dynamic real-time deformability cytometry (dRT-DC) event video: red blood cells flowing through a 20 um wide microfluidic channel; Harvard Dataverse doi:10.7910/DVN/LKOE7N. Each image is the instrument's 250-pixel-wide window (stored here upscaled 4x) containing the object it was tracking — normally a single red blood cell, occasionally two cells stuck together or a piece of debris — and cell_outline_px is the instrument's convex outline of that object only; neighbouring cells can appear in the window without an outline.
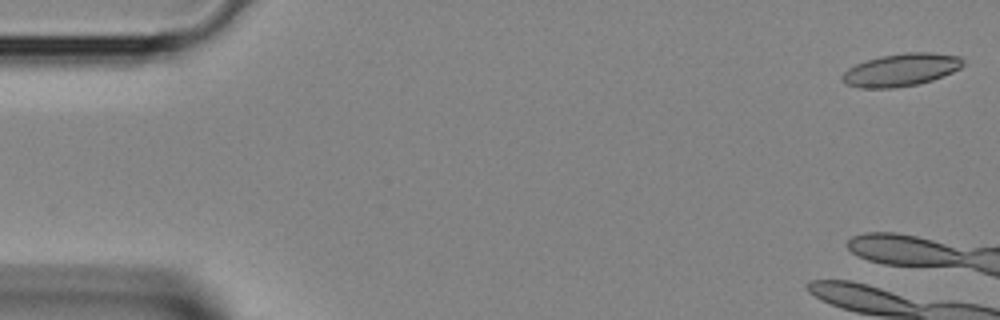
{"species": "Egyptian fruit bat (a non-hibernating species)", "species_latin": "Rousettus aegyptiacus", "temperature_condition": "room temperature", "stored_images_in_passage": 6, "camera_frame_rate_fps": 3000, "um_per_image_px": 0.085, "animal": {"sex": "female"}, "frame": {"image": 1, "passage_image": 1, "time_ms": 0.0, "image_size_px": [1000, 320], "cell_outline_px": [[964, 64], [960, 68], [952, 72], [932, 80], [920, 84], [896, 88], [860, 88], [844, 84], [840, 80], [840, 76], [848, 68], [856, 64], [880, 56], [904, 52], [928, 52], [960, 56], [964, 60]], "centroid_in_image_um": [76.56, 5.95], "position_along_channel_um": 8.4, "area_um2": 23.24}}